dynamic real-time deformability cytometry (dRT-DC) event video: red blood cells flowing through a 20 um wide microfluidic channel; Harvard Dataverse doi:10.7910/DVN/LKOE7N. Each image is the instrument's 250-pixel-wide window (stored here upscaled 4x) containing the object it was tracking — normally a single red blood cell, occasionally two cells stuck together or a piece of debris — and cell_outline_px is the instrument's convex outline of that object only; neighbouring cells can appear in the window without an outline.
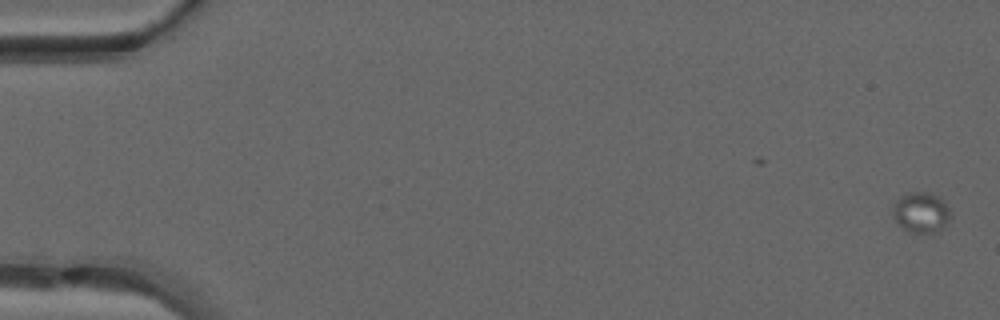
{"species": "common noctule bat (a hibernating species)", "species_latin": "Nyctalus noctula", "temperature_condition": "warm", "stored_images_in_passage": 24, "camera_frame_rate_fps": 3000, "um_per_image_px": 0.085, "animal": {"sex": "male", "forearm_length_mm": 52.5}, "frame": {"image": 1, "passage_image": 1, "time_ms": 0.0, "image_size_px": [1000, 320], "cell_outline_px": [[952, 216], [948, 224], [944, 228], [932, 236], [912, 232], [904, 228], [892, 216], [892, 208], [896, 200], [900, 196], [908, 192], [928, 192], [940, 196], [952, 212]], "centroid_in_image_um": [78.35, 18.08], "position_along_channel_um": 6.6, "area_um2": 14.28}}
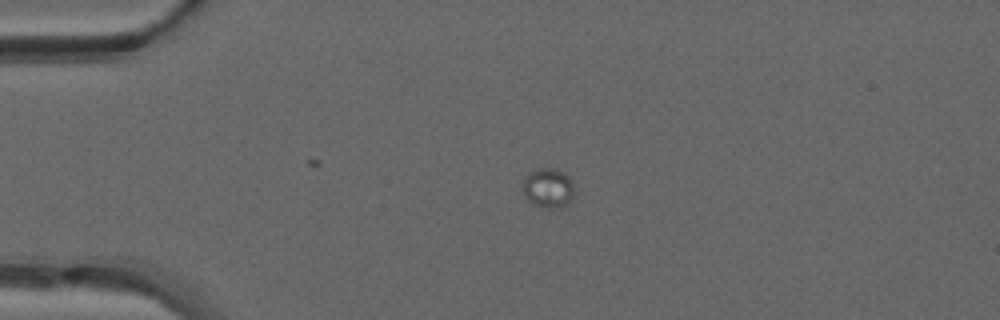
{"frame": {"image": 2, "passage_image": 12, "time_ms": 3.667, "image_size_px": [1000, 320], "cell_outline_px": [[572, 196], [568, 204], [560, 208], [544, 208], [528, 200], [524, 196], [520, 188], [524, 176], [528, 172], [536, 168], [556, 168], [568, 176], [572, 184]], "centroid_in_image_um": [46.52, 15.96], "position_along_channel_um": 38.5, "area_um2": 12.08}}